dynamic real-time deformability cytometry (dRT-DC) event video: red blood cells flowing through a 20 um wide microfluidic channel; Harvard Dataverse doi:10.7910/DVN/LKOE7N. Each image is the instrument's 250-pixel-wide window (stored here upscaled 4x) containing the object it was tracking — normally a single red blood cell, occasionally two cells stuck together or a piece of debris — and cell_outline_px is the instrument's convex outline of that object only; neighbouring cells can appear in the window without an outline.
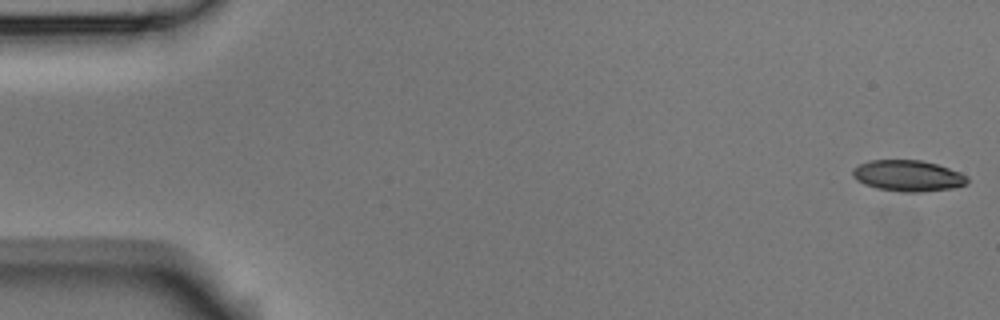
{"species": "Egyptian fruit bat (a non-hibernating species)", "species_latin": "Rousettus aegyptiacus", "temperature_condition": "room temperature", "stored_images_in_passage": 5, "camera_frame_rate_fps": 3000, "um_per_image_px": 0.085, "animal": {"sex": "male"}, "frame": {"image": 1, "passage_image": 1, "time_ms": 0.0, "image_size_px": [1000, 320], "cell_outline_px": [[968, 180], [964, 184], [952, 188], [920, 192], [900, 192], [876, 188], [864, 184], [856, 180], [852, 176], [852, 168], [868, 160], [920, 160], [936, 164], [960, 172], [968, 176]], "centroid_in_image_um": [77.13, 14.94], "position_along_channel_um": 7.9, "area_um2": 20.81}}
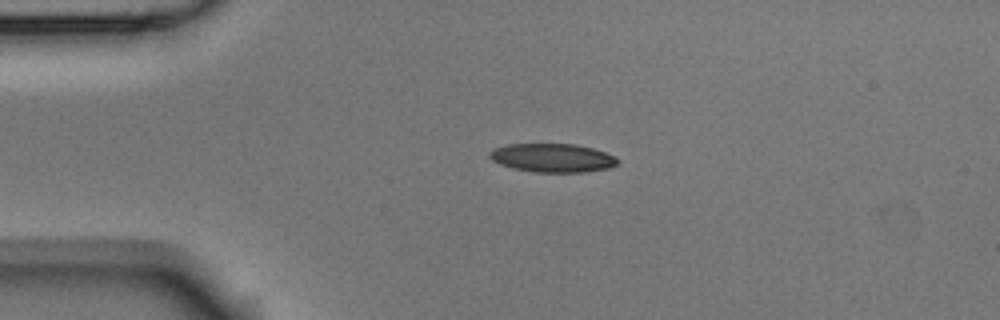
{"frame": {"image": 2, "passage_image": 4, "time_ms": 1.0, "image_size_px": [1000, 320], "cell_outline_px": [[620, 160], [616, 164], [608, 168], [584, 172], [536, 172], [512, 168], [500, 164], [492, 160], [488, 156], [488, 152], [492, 148], [508, 144], [576, 144], [592, 148], [604, 152]], "centroid_in_image_um": [46.91, 13.41], "position_along_channel_um": 38.1, "area_um2": 21.33}}